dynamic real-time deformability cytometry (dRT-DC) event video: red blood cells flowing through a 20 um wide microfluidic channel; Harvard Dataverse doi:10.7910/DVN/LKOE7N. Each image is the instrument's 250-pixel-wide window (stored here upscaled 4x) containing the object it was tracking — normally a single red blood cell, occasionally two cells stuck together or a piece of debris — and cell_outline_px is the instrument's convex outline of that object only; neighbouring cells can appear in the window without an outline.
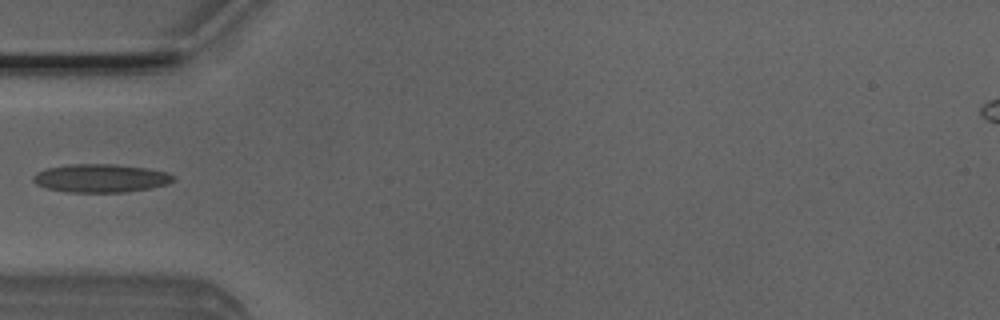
{"species": "Egyptian fruit bat (a non-hibernating species)", "species_latin": "Rousettus aegyptiacus", "temperature_condition": "room temperature", "stored_images_in_passage": 35, "camera_frame_rate_fps": 3000, "um_per_image_px": 0.085, "animal": {"sex": "male"}, "frame": {"image": 1, "passage_image": 1, "time_ms": 0.0, "image_size_px": [1000, 320], "cell_outline_px": [[176, 180], [168, 184], [148, 188], [124, 192], [68, 192], [44, 188], [36, 184], [32, 180], [32, 176], [36, 172], [44, 168], [68, 164], [116, 164], [148, 168], [168, 172], [176, 176]], "centroid_in_image_um": [8.55, 15.14], "position_along_channel_um": 76.5, "area_um2": 23.47}}
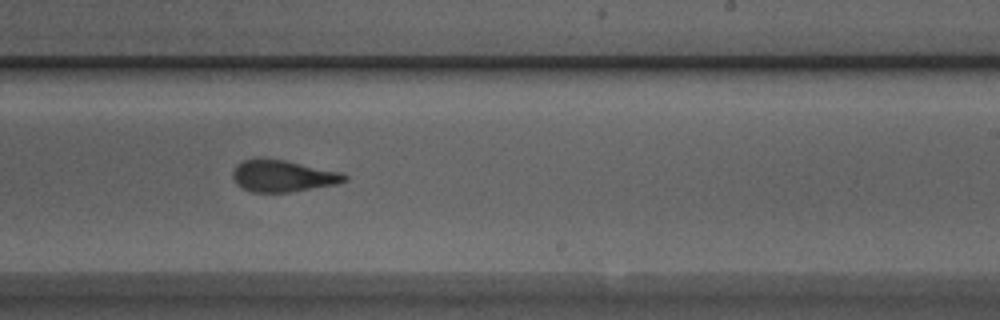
{"frame": {"image": 2, "passage_image": 15, "time_ms": 4.667, "image_size_px": [1000, 320], "cell_outline_px": [[348, 180], [336, 184], [288, 192], [252, 192], [236, 184], [232, 176], [232, 172], [236, 164], [244, 160], [256, 156], [284, 160], [340, 172], [348, 176]], "centroid_in_image_um": [23.98, 14.93], "position_along_channel_um": 265.0, "area_um2": 20.75}}
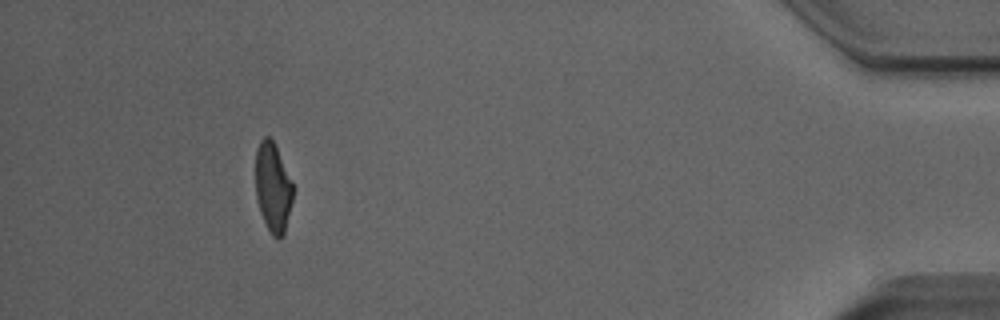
{"frame": {"image": 3, "passage_image": 31, "time_ms": 10.0, "image_size_px": [1000, 320], "cell_outline_px": [[292, 200], [284, 236], [280, 240], [276, 240], [272, 236], [260, 212], [256, 196], [256, 148], [260, 140], [264, 136], [268, 136], [272, 140], [276, 148], [292, 184]], "centroid_in_image_um": [23.18, 15.98], "position_along_channel_um": 412.0, "area_um2": 19.19}}